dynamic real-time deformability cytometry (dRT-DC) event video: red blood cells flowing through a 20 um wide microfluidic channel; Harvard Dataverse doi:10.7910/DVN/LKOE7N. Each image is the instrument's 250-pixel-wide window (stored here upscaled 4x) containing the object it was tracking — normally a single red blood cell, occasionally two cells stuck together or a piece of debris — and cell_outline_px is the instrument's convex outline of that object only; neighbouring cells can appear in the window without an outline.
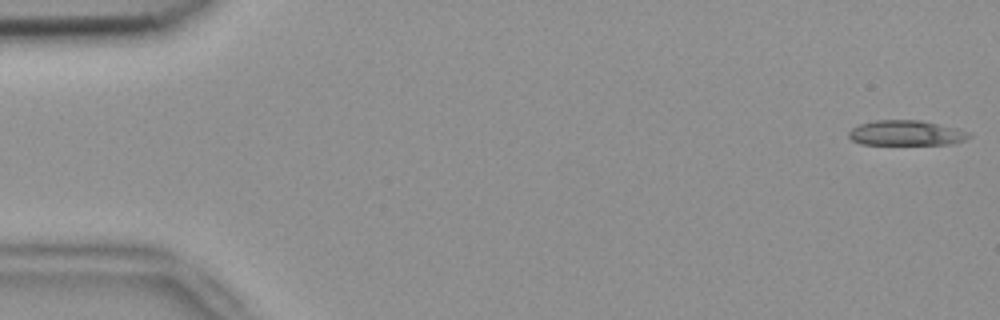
{"species": "common noctule bat (a hibernating species)", "species_latin": "Nyctalus noctula", "temperature_condition": "room temperature", "stored_images_in_passage": 11, "camera_frame_rate_fps": 3000, "um_per_image_px": 0.085, "animal": {"sex": "female", "body_mass_g": 18.4}, "frame": {"image": 1, "passage_image": 1, "time_ms": 0.0, "image_size_px": [1000, 320], "cell_outline_px": [[972, 136], [964, 140], [952, 144], [860, 144], [852, 140], [848, 136], [848, 132], [852, 128], [860, 124], [876, 120], [920, 120], [956, 128], [968, 132]], "centroid_in_image_um": [77.01, 11.31], "position_along_channel_um": 8.0, "area_um2": 17.51}}